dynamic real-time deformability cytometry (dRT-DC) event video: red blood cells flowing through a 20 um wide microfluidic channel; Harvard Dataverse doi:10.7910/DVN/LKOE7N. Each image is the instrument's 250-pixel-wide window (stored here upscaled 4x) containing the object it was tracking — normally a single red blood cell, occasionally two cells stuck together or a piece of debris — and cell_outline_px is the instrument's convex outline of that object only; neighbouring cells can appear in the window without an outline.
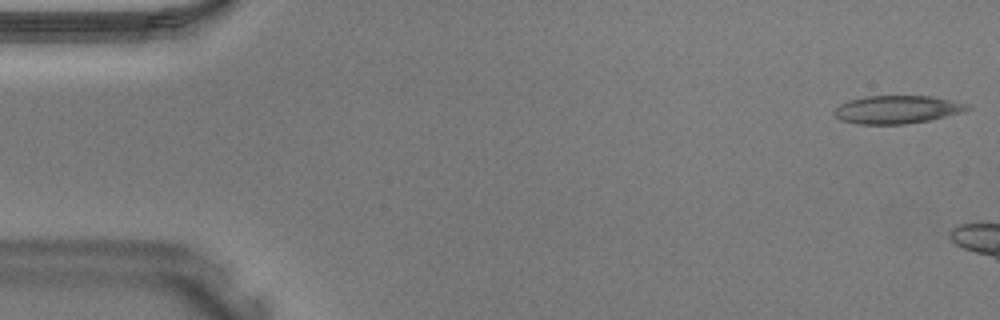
{"species": "Egyptian fruit bat (a non-hibernating species)", "species_latin": "Rousettus aegyptiacus", "temperature_condition": "warm", "stored_images_in_passage": 6, "camera_frame_rate_fps": 3000, "um_per_image_px": 0.085, "animal": {"sex": "male"}, "frame": {"image": 1, "passage_image": 1, "time_ms": 0.0, "image_size_px": [1000, 320], "cell_outline_px": [[972, 108], [960, 112], [928, 120], [904, 124], [856, 124], [840, 120], [832, 112], [840, 104], [848, 100], [864, 96], [932, 96], [968, 104]], "centroid_in_image_um": [76.19, 9.3], "position_along_channel_um": 8.8, "area_um2": 21.62}}